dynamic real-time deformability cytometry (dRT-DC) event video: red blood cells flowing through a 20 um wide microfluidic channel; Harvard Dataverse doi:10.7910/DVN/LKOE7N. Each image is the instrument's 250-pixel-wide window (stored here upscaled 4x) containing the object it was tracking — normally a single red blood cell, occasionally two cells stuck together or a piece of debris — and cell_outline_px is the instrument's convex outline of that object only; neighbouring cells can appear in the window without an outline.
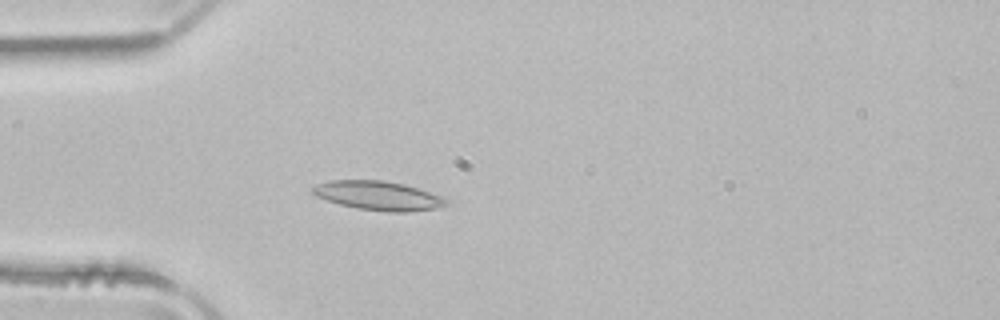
{"species": "common noctule bat (a hibernating species)", "species_latin": "Nyctalus noctula", "temperature_condition": "room temperature", "stored_images_in_passage": 51, "camera_frame_rate_fps": 3000, "um_per_image_px": 0.085, "animal": {"sex": "male", "body_mass_g": 21.5, "forearm_length_mm": 52.0}, "frame": {"image": 1, "passage_image": 14, "time_ms": 4.333, "image_size_px": [1000, 320], "cell_outline_px": [[452, 200], [448, 204], [436, 208], [408, 212], [388, 212], [356, 208], [340, 204], [316, 196], [312, 192], [312, 188], [316, 184], [328, 180], [384, 180], [404, 184], [448, 196]], "centroid_in_image_um": [32.25, 16.62], "position_along_channel_um": 52.7, "area_um2": 23.06}}
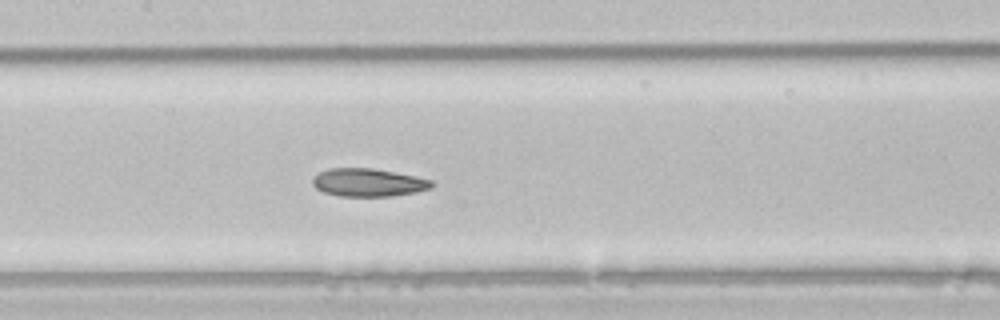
{"frame": {"image": 2, "passage_image": 24, "time_ms": 7.667, "image_size_px": [1000, 320], "cell_outline_px": [[436, 184], [432, 188], [416, 192], [392, 196], [340, 196], [324, 192], [316, 188], [312, 184], [312, 180], [320, 172], [328, 168], [372, 168], [416, 176], [432, 180]], "centroid_in_image_um": [31.34, 15.51], "position_along_channel_um": 176.1, "area_um2": 19.48}}
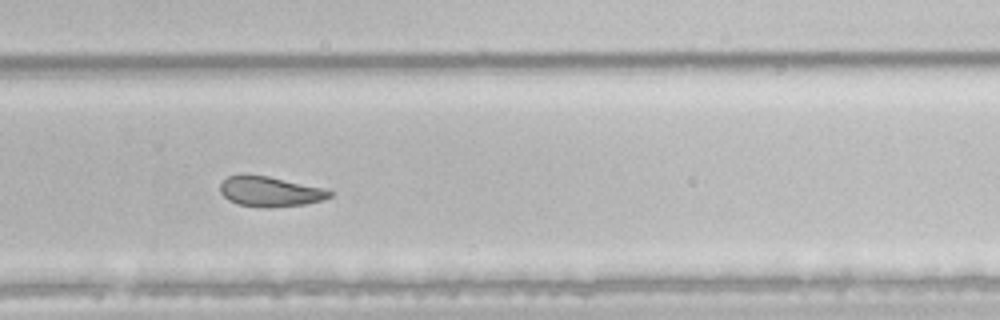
{"frame": {"image": 3, "passage_image": 34, "time_ms": 11.0, "image_size_px": [1000, 320], "cell_outline_px": [[332, 196], [320, 200], [304, 204], [236, 204], [228, 200], [220, 192], [220, 184], [228, 176], [268, 176], [324, 188], [332, 192]], "centroid_in_image_um": [22.95, 16.24], "position_along_channel_um": 306.8, "area_um2": 17.86}, "authors_computed_cell_mechanics": {"area_um2": 22.4264, "velocity_mm_per_s": 3.9452, "shape_relaxation_time_tau1_ms": null, "shape_relaxation_time_tau2_ms": 4.512, "deformation_change_tau1": null, "deformation_change_tau2": 0.1163}}